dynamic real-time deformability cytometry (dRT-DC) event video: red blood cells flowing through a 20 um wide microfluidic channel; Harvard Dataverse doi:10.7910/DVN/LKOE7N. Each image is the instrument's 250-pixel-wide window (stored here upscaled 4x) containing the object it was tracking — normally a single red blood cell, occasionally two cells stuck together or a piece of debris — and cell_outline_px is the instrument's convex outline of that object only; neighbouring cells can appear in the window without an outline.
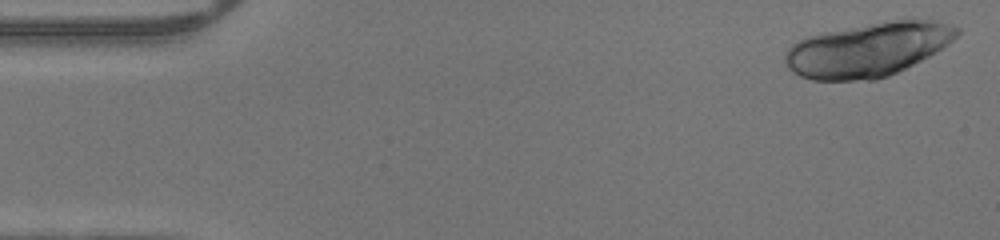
{"species": "human", "species_latin": "Homo sapiens", "temperature_condition": "warm", "stored_images_in_passage": 46, "camera_frame_rate_fps": 3000, "um_per_image_px": 0.085, "donor": {"sex": "male"}, "frame": {"image": 1, "passage_image": 1, "time_ms": 0.0, "image_size_px": [1000, 240], "cell_outline_px": [[960, 32], [948, 44], [936, 52], [888, 76], [876, 80], [812, 80], [800, 76], [792, 72], [784, 64], [784, 52], [796, 40], [808, 36], [824, 32], [896, 20], [932, 20], [952, 24], [960, 28]], "centroid_in_image_um": [73.73, 4.23], "position_along_channel_um": 11.3, "area_um2": 53.75}}
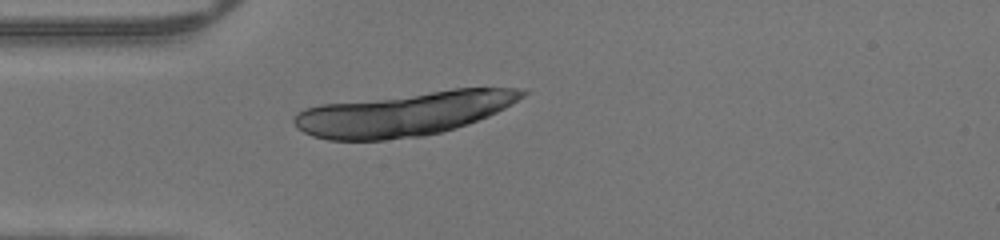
{"frame": {"image": 2, "passage_image": 12, "time_ms": 3.667, "image_size_px": [1000, 240], "cell_outline_px": [[528, 92], [524, 96], [504, 108], [488, 116], [468, 124], [456, 128], [424, 136], [384, 140], [328, 140], [312, 136], [296, 128], [292, 120], [296, 112], [304, 108], [320, 104], [452, 88], [516, 88]], "centroid_in_image_um": [34.29, 9.67], "position_along_channel_um": 50.7, "area_um2": 58.49}}